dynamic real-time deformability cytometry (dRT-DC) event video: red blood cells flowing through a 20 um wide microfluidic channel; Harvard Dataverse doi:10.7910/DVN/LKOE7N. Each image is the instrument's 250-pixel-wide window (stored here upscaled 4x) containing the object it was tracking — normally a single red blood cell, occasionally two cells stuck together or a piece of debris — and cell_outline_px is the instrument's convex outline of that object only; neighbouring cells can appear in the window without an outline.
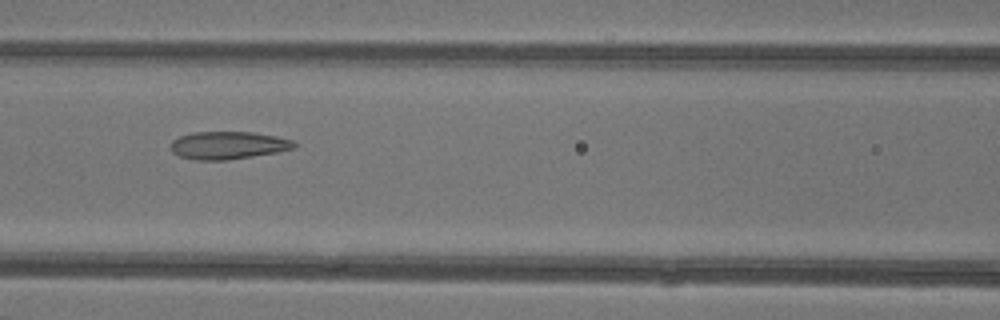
{"species": "common noctule bat (a hibernating species)", "species_latin": "Nyctalus noctula", "temperature_condition": "warm", "stored_images_in_passage": 34, "camera_frame_rate_fps": 3000, "um_per_image_px": 0.085, "animal": {"sex": "female"}, "frame": {"image": 1, "passage_image": 8, "time_ms": 2.333, "image_size_px": [1000, 320], "cell_outline_px": [[296, 148], [276, 152], [228, 160], [192, 160], [180, 156], [172, 152], [172, 140], [180, 136], [192, 132], [252, 132], [276, 136], [292, 140], [296, 144]], "centroid_in_image_um": [19.38, 12.35], "position_along_channel_um": 147.2, "area_um2": 19.88}}
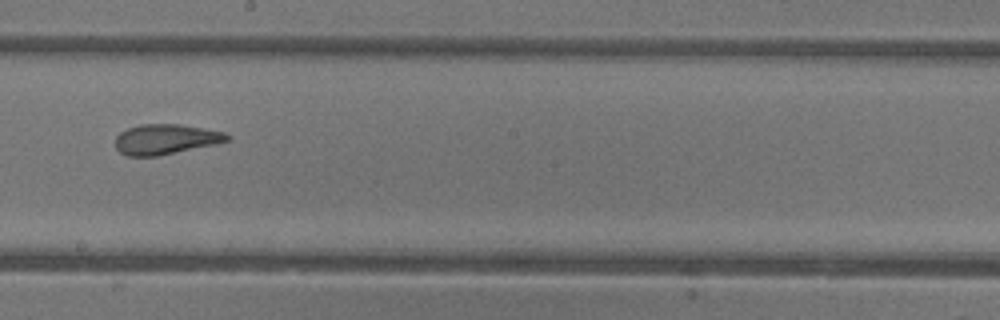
{"frame": {"image": 2, "passage_image": 14, "time_ms": 4.333, "image_size_px": [1000, 320], "cell_outline_px": [[232, 136], [228, 140], [216, 144], [156, 156], [128, 156], [120, 152], [116, 148], [116, 136], [120, 132], [128, 128], [140, 124], [180, 124], [224, 132]], "centroid_in_image_um": [14.07, 11.83], "position_along_channel_um": 234.1, "area_um2": 19.54}}
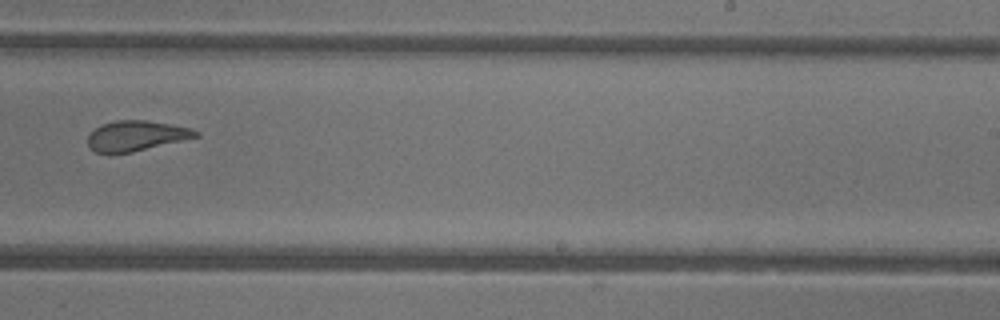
{"frame": {"image": 3, "passage_image": 17, "time_ms": 5.333, "image_size_px": [1000, 320], "cell_outline_px": [[200, 136], [132, 152], [96, 152], [88, 148], [88, 136], [96, 128], [104, 124], [116, 120], [144, 120], [192, 128], [200, 132]], "centroid_in_image_um": [11.6, 11.54], "position_along_channel_um": 277.4, "area_um2": 18.67}, "authors_computed_cell_mechanics": {"area_um2": 20.4901, "velocity_mm_per_s": 4.3527, "shape_relaxation_time_tau1_ms": null, "shape_relaxation_time_tau2_ms": 1.5592, "deformation_change_tau1": null, "deformation_change_tau2": 0.084}}